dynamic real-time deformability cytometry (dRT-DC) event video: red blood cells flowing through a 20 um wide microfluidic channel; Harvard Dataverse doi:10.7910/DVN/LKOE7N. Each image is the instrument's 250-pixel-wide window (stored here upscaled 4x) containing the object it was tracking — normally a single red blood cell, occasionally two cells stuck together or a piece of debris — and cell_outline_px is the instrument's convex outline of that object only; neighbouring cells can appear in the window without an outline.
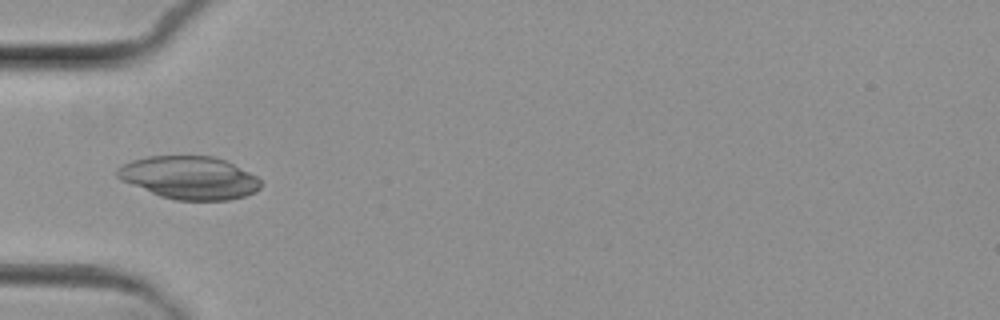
{"species": "common noctule bat (a hibernating species)", "species_latin": "Nyctalus noctula", "temperature_condition": "cold", "stored_images_in_passage": 4, "camera_frame_rate_fps": 3000, "um_per_image_px": 0.085, "animal": {"sex": "female", "body_mass_g": 29.2, "forearm_length_mm": 56.3}, "frame": {"image": 1, "passage_image": 4, "time_ms": 3.333, "image_size_px": [1000, 320], "cell_outline_px": [[264, 184], [256, 192], [244, 196], [228, 200], [176, 200], [160, 196], [120, 180], [116, 176], [116, 168], [132, 160], [148, 156], [212, 156], [224, 160], [256, 176]], "centroid_in_image_um": [16.08, 15.11], "position_along_channel_um": 68.9, "area_um2": 35.78}}